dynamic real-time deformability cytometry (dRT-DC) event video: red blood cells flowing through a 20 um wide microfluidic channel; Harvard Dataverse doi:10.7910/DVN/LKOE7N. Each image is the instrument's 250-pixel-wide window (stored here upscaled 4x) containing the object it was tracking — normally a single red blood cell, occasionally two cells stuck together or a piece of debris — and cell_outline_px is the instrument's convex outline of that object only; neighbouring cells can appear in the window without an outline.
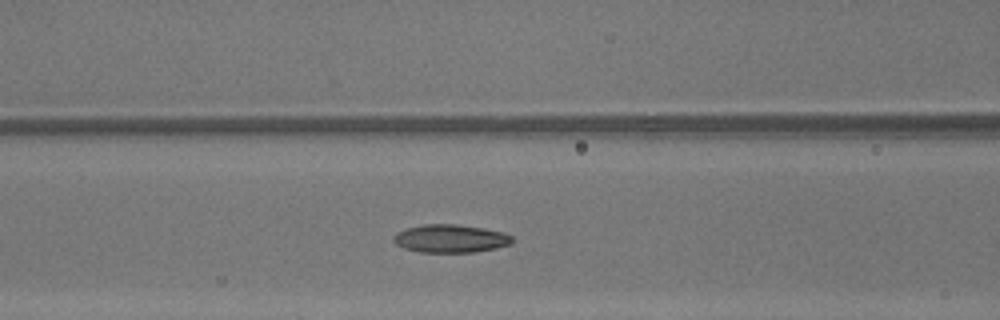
{"species": "common noctule bat (a hibernating species)", "species_latin": "Nyctalus noctula", "temperature_condition": "warm", "stored_images_in_passage": 39, "camera_frame_rate_fps": 3000, "um_per_image_px": 0.085, "animal": {"sex": "male", "body_mass_g": 13.3}, "frame": {"image": 1, "passage_image": 20, "time_ms": 6.333, "image_size_px": [1000, 320], "cell_outline_px": [[512, 244], [496, 248], [476, 252], [420, 252], [404, 248], [396, 244], [392, 240], [396, 232], [408, 228], [424, 224], [456, 224], [484, 228], [504, 232], [512, 236]], "centroid_in_image_um": [38.31, 20.28], "position_along_channel_um": 128.3, "area_um2": 19.48}}
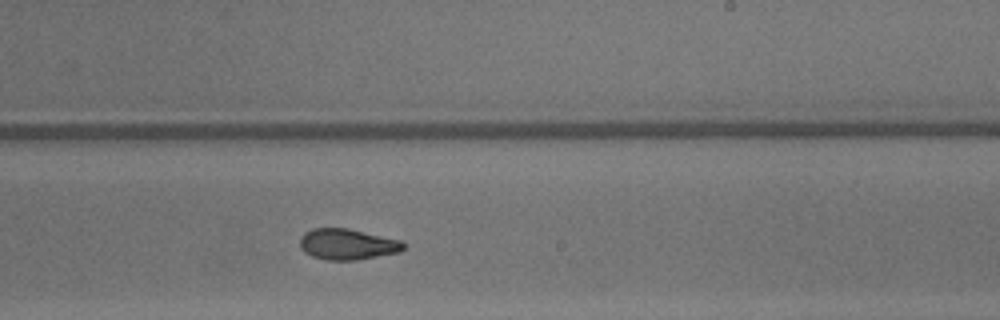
{"frame": {"image": 2, "passage_image": 29, "time_ms": 9.333, "image_size_px": [1000, 320], "cell_outline_px": [[404, 248], [400, 252], [356, 260], [328, 260], [312, 256], [304, 252], [300, 248], [300, 236], [304, 232], [312, 228], [348, 228], [400, 240], [404, 244]], "centroid_in_image_um": [29.49, 20.76], "position_along_channel_um": 259.5, "area_um2": 18.67}}
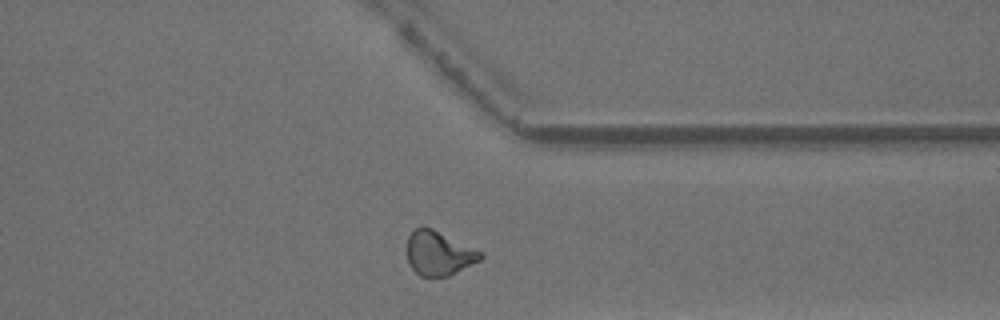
{"frame": {"image": 3, "passage_image": 37, "time_ms": 12.0, "image_size_px": [1000, 320], "cell_outline_px": [[484, 256], [480, 260], [448, 276], [420, 276], [408, 264], [408, 236], [420, 224], [424, 224], [484, 252]], "centroid_in_image_um": [37.3, 21.49], "position_along_channel_um": 374.1, "area_um2": 19.07}, "authors_computed_cell_mechanics": {"area_um2": 19.2474, "velocity_mm_per_s": 4.3772, "shape_relaxation_time_tau1_ms": 11.2634, "shape_relaxation_time_tau2_ms": 2.6995, "deformation_change_tau1": 0.2612, "deformation_change_tau2": 0.1027}}